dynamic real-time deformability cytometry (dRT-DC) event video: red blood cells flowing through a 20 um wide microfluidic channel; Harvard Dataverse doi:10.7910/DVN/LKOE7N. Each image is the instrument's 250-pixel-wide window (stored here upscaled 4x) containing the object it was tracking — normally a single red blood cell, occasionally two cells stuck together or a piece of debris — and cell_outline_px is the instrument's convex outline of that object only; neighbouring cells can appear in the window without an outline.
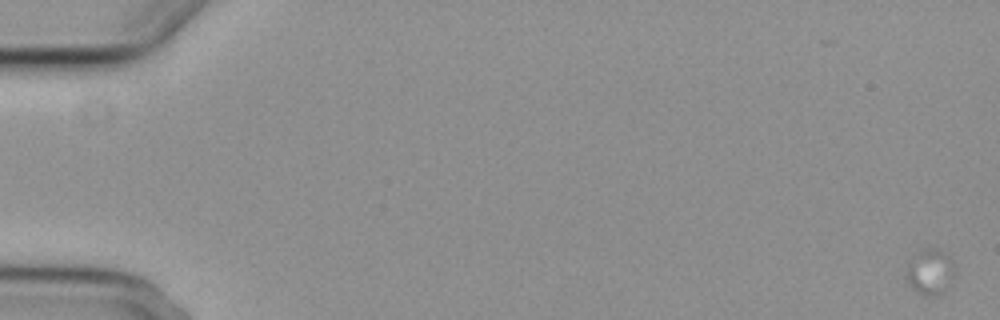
{"species": "common noctule bat (a hibernating species)", "species_latin": "Nyctalus noctula", "temperature_condition": "cold", "stored_images_in_passage": 6, "camera_frame_rate_fps": 3000, "um_per_image_px": 0.085, "animal": {"sex": "female", "body_mass_g": 29.2, "forearm_length_mm": 56.3}, "frame": {"image": 1, "passage_image": 1, "time_ms": 0.0, "image_size_px": [1000, 320], "cell_outline_px": [[956, 268], [948, 288], [940, 296], [932, 296], [916, 292], [908, 284], [904, 276], [908, 264], [920, 248], [936, 248], [952, 256], [956, 264]], "centroid_in_image_um": [79.09, 23.09], "position_along_channel_um": 5.9, "area_um2": 13.47}}
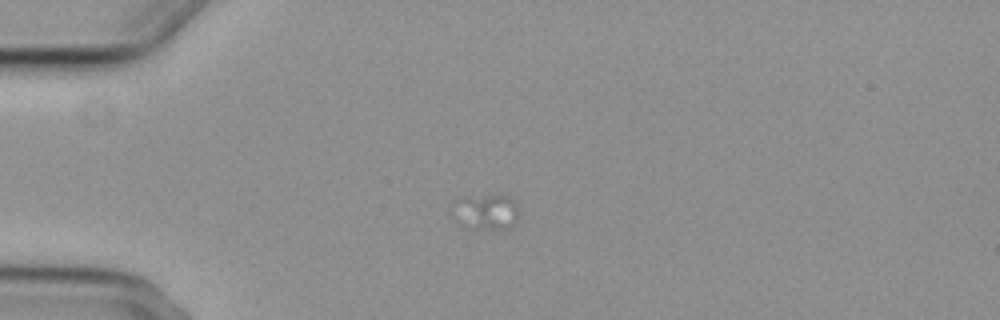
{"frame": {"image": 2, "passage_image": 6, "time_ms": 5.667, "image_size_px": [1000, 320], "cell_outline_px": [[516, 224], [512, 228], [468, 228], [460, 224], [452, 216], [452, 200], [460, 196], [504, 196], [512, 200], [516, 204]], "centroid_in_image_um": [41.2, 18.01], "position_along_channel_um": 43.8, "area_um2": 13.76}}